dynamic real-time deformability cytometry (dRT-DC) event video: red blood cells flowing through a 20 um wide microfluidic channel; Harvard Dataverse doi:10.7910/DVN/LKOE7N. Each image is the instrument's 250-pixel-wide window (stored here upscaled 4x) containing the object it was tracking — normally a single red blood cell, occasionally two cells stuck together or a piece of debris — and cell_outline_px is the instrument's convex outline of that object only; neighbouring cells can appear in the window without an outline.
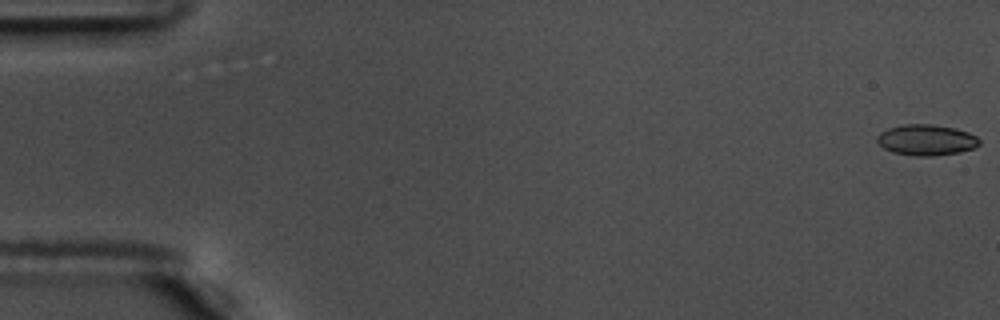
{"species": "common noctule bat (a hibernating species)", "species_latin": "Nyctalus noctula", "temperature_condition": "warm", "stored_images_in_passage": 57, "camera_frame_rate_fps": 3000, "um_per_image_px": 0.085, "animal": {"sex": "male", "body_mass_g": 17.5, "forearm_length_mm": 52.3}, "frame": {"image": 1, "passage_image": 1, "time_ms": 0.0, "image_size_px": [1000, 320], "cell_outline_px": [[980, 144], [972, 148], [960, 152], [932, 156], [912, 156], [892, 152], [884, 148], [876, 140], [876, 136], [880, 132], [888, 128], [900, 124], [932, 124], [956, 128], [968, 132], [976, 136], [980, 140]], "centroid_in_image_um": [78.72, 11.89], "position_along_channel_um": 6.3, "area_um2": 18.55}}
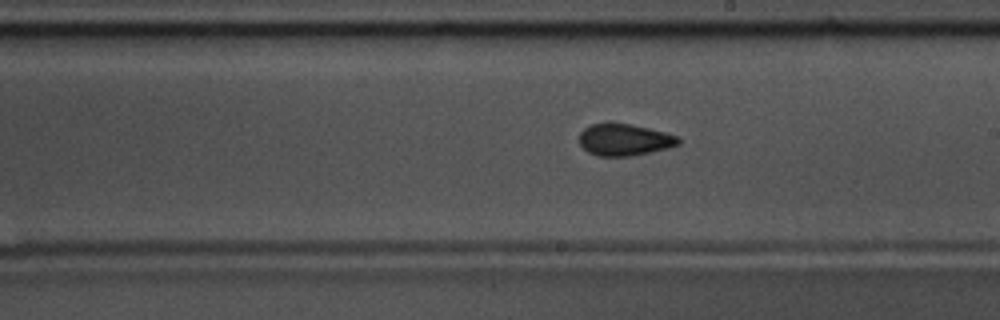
{"frame": {"image": 2, "passage_image": 33, "time_ms": 10.667, "image_size_px": [1000, 320], "cell_outline_px": [[680, 144], [668, 148], [632, 156], [596, 156], [588, 152], [580, 144], [580, 132], [584, 128], [592, 124], [632, 124], [664, 132], [676, 136], [680, 140]], "centroid_in_image_um": [53.07, 11.89], "position_along_channel_um": 235.9, "area_um2": 18.15}}
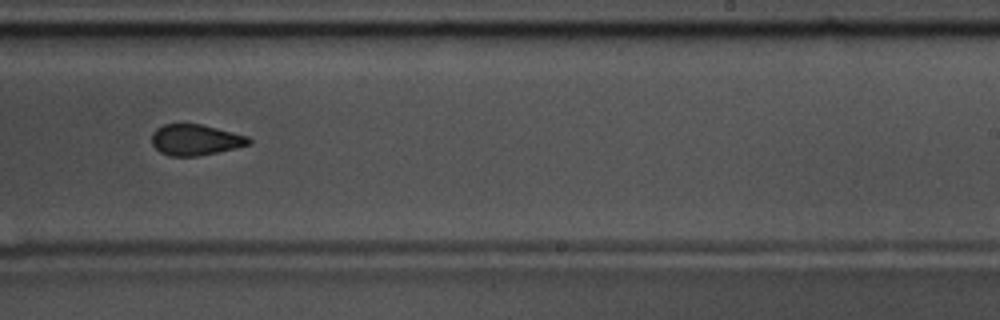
{"frame": {"image": 3, "passage_image": 36, "time_ms": 11.667, "image_size_px": [1000, 320], "cell_outline_px": [[252, 144], [236, 148], [196, 156], [168, 156], [160, 152], [152, 144], [152, 132], [156, 128], [164, 124], [200, 124], [248, 136], [252, 140]], "centroid_in_image_um": [16.61, 11.89], "position_along_channel_um": 272.4, "area_um2": 17.46}, "authors_computed_cell_mechanics": {"area_um2": 18.2648, "velocity_mm_per_s": 3.6466, "shape_relaxation_time_tau1_ms": 9.4324, "shape_relaxation_time_tau2_ms": 2.1036, "deformation_change_tau1": 0.1585, "deformation_change_tau2": 0.0805}}